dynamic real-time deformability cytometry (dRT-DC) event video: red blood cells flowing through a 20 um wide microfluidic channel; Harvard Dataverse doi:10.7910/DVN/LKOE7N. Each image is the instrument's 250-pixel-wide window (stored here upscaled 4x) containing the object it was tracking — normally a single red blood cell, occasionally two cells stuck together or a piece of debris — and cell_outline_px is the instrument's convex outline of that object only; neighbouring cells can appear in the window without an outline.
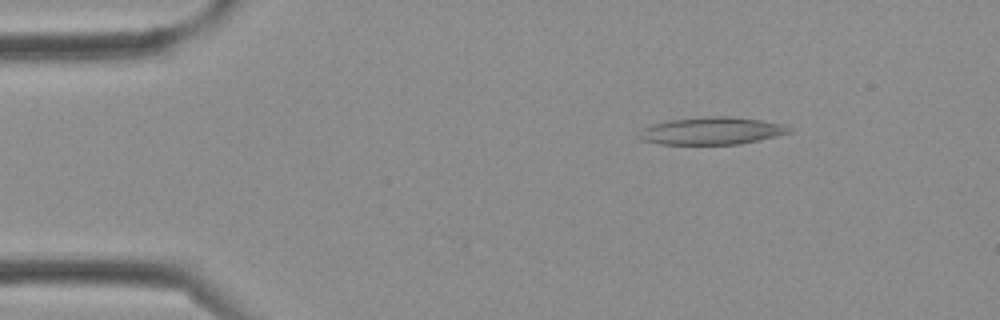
{"species": "Egyptian fruit bat (a non-hibernating species)", "species_latin": "Rousettus aegyptiacus", "temperature_condition": "cold", "stored_images_in_passage": 2, "camera_frame_rate_fps": 3000, "um_per_image_px": 0.085, "frame": {"image": 1, "passage_image": 2, "time_ms": 0.333, "image_size_px": [1000, 320], "cell_outline_px": [[792, 132], [760, 140], [740, 144], [660, 144], [640, 140], [636, 136], [644, 128], [652, 124], [672, 120], [704, 116], [728, 116], [760, 120], [788, 124], [792, 128]], "centroid_in_image_um": [60.54, 11.12], "position_along_channel_um": 24.5, "area_um2": 24.16}}